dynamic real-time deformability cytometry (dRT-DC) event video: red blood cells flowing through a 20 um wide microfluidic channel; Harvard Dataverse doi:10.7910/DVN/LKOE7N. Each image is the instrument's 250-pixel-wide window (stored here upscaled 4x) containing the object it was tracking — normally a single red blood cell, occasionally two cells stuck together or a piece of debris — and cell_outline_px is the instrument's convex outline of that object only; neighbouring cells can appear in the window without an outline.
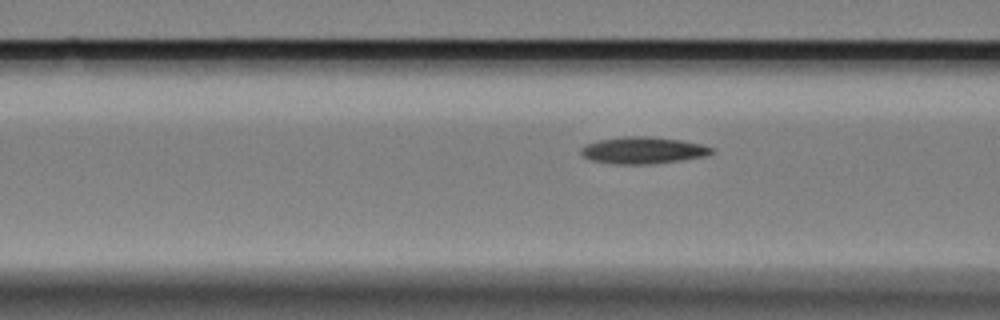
{"species": "Egyptian fruit bat (a non-hibernating species)", "species_latin": "Rousettus aegyptiacus", "temperature_condition": "cold", "stored_images_in_passage": 11, "camera_frame_rate_fps": 3000, "um_per_image_px": 0.085, "animal": {"sex": "female"}, "frame": {"image": 1, "passage_image": 8, "time_ms": 2.333, "image_size_px": [1000, 320], "cell_outline_px": [[716, 152], [704, 156], [680, 160], [652, 164], [616, 164], [592, 160], [584, 156], [580, 152], [580, 148], [588, 144], [600, 140], [624, 136], [652, 136], [684, 140], [700, 144], [712, 148]], "centroid_in_image_um": [54.69, 12.77], "position_along_channel_um": 111.9, "area_um2": 20.35}}